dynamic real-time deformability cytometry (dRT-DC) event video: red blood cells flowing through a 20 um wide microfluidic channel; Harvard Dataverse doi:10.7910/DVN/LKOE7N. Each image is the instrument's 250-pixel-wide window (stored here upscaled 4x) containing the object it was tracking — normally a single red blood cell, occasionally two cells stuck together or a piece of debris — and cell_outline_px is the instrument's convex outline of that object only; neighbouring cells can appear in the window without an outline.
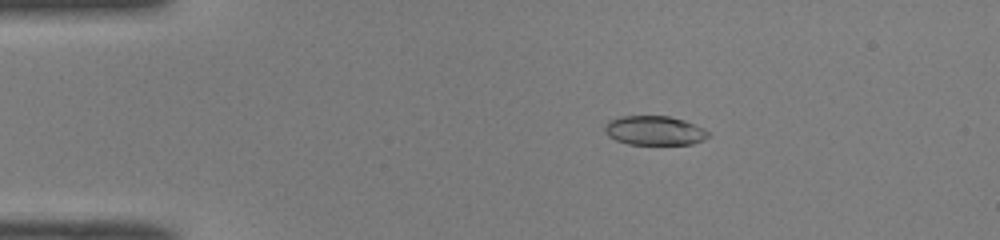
{"species": "common noctule bat (a hibernating species)", "species_latin": "Nyctalus noctula", "temperature_condition": "room temperature", "stored_images_in_passage": 50, "camera_frame_rate_fps": 3000, "um_per_image_px": 0.085, "animal": {"sex": "male", "body_mass_g": 19.0, "forearm_length_mm": 50.8}, "frame": {"image": 1, "passage_image": 10, "time_ms": 3.0, "image_size_px": [1000, 240], "cell_outline_px": [[708, 136], [704, 140], [692, 144], [628, 144], [616, 140], [608, 136], [604, 132], [604, 124], [608, 120], [620, 116], [668, 116], [684, 120], [704, 128], [708, 132]], "centroid_in_image_um": [55.59, 11.09], "position_along_channel_um": 29.4, "area_um2": 17.74}}
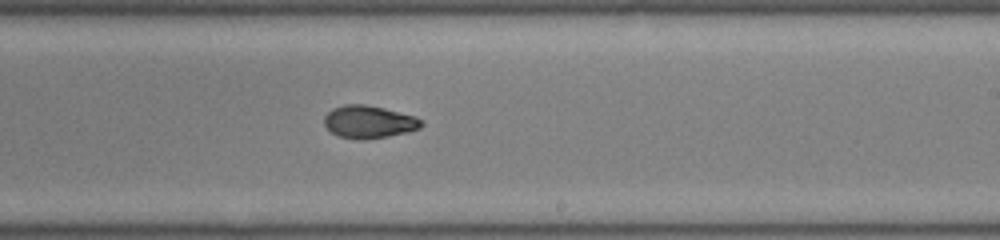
{"frame": {"image": 2, "passage_image": 31, "time_ms": 10.0, "image_size_px": [1000, 240], "cell_outline_px": [[424, 124], [420, 128], [408, 132], [388, 136], [364, 140], [356, 140], [336, 136], [324, 124], [324, 116], [332, 108], [344, 104], [364, 104], [384, 108], [416, 116], [424, 120]], "centroid_in_image_um": [31.37, 10.36], "position_along_channel_um": 257.6, "area_um2": 18.79}}
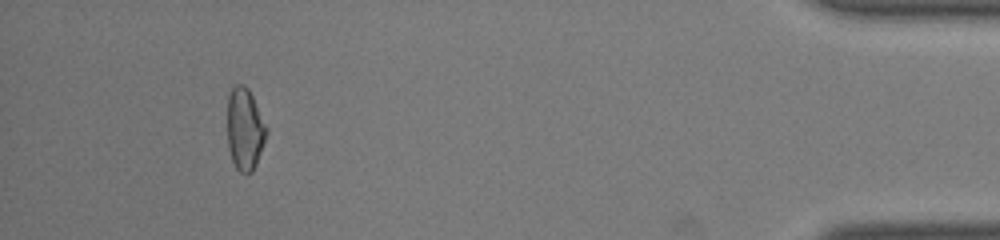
{"frame": {"image": 3, "passage_image": 47, "time_ms": 15.333, "image_size_px": [1000, 240], "cell_outline_px": [[268, 132], [256, 164], [252, 172], [240, 172], [236, 168], [232, 160], [228, 148], [228, 96], [232, 88], [236, 84], [244, 84], [248, 88], [268, 128]], "centroid_in_image_um": [20.81, 10.96], "position_along_channel_um": 414.4, "area_um2": 18.61}, "authors_computed_cell_mechanics": {"area_um2": 18.7272, "velocity_mm_per_s": 4.1084, "shape_relaxation_time_tau1_ms": 3.745, "shape_relaxation_time_tau2_ms": 2.8891, "deformation_change_tau1": 0.1814, "deformation_change_tau2": 0.0725}}